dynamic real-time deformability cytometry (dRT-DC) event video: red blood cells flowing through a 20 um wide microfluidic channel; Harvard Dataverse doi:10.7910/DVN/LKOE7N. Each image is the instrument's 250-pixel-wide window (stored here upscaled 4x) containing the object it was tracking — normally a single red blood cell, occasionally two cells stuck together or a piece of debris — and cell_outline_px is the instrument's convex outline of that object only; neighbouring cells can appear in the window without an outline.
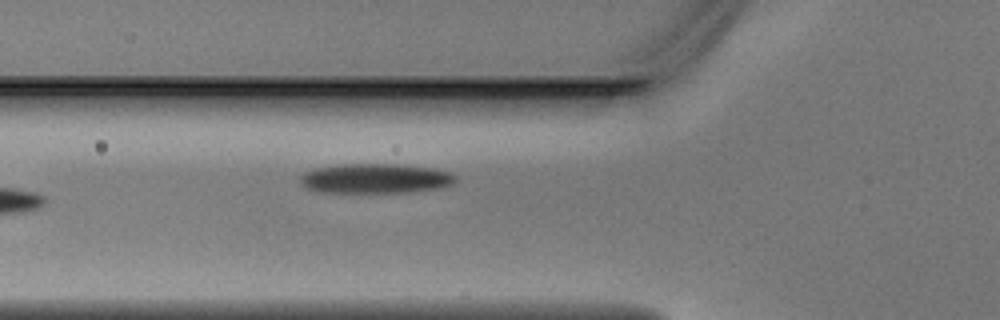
{"species": "Egyptian fruit bat (a non-hibernating species)", "species_latin": "Rousettus aegyptiacus", "temperature_condition": "warm", "stored_images_in_passage": 4, "camera_frame_rate_fps": 3000, "um_per_image_px": 0.085, "animal": {"sex": "male"}, "frame": {"image": 1, "passage_image": 4, "time_ms": 1.0, "image_size_px": [1000, 320], "cell_outline_px": [[456, 180], [452, 184], [440, 188], [408, 192], [320, 192], [308, 188], [300, 180], [300, 176], [316, 168], [340, 164], [396, 164], [432, 168], [448, 172], [456, 176]], "centroid_in_image_um": [31.94, 15.17], "position_along_channel_um": 93.9, "area_um2": 26.59}}